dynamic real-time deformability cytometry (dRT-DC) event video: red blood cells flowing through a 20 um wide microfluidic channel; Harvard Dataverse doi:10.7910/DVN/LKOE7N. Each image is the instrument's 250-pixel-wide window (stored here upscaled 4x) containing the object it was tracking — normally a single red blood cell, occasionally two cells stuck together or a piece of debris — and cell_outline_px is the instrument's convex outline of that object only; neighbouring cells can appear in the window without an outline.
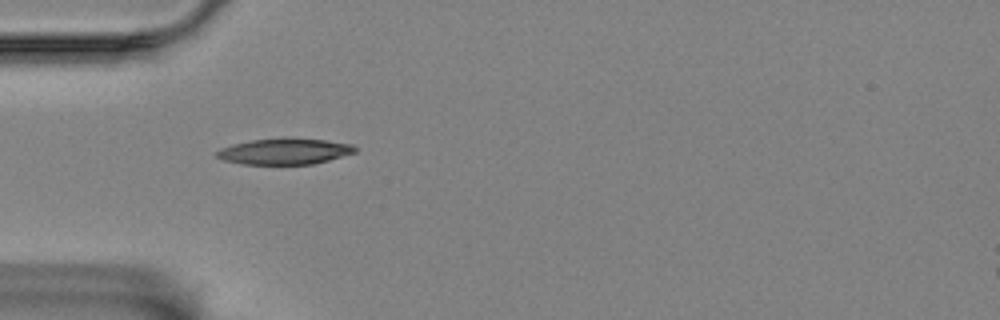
{"species": "Egyptian fruit bat (a non-hibernating species)", "species_latin": "Rousettus aegyptiacus", "temperature_condition": "room temperature", "stored_images_in_passage": 5, "camera_frame_rate_fps": 3000, "um_per_image_px": 0.085, "animal": {"sex": "female"}, "frame": {"image": 1, "passage_image": 1, "time_ms": 0.0, "image_size_px": [1000, 320], "cell_outline_px": [[356, 152], [328, 160], [312, 164], [244, 164], [224, 160], [216, 156], [216, 152], [220, 148], [232, 144], [252, 140], [324, 140], [352, 144], [356, 148]], "centroid_in_image_um": [24.17, 12.9], "position_along_channel_um": 60.8, "area_um2": 20.11}}
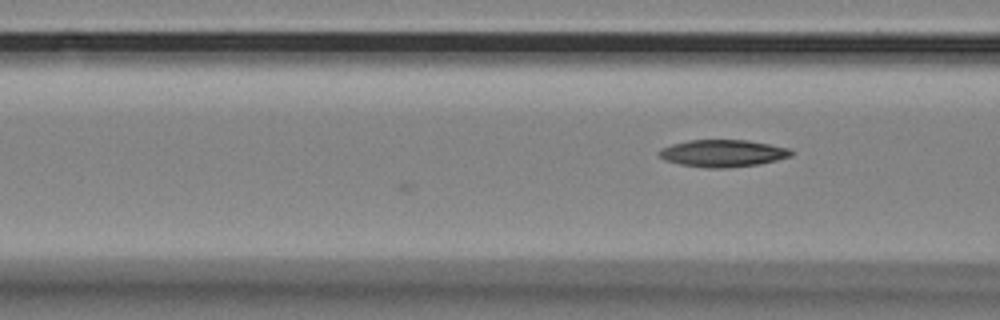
{"frame": {"image": 2, "passage_image": 5, "time_ms": 1.333, "image_size_px": [1000, 320], "cell_outline_px": [[792, 156], [760, 164], [728, 168], [704, 168], [680, 164], [664, 160], [656, 152], [660, 148], [672, 144], [688, 140], [748, 140], [792, 148]], "centroid_in_image_um": [61.43, 13.03], "position_along_channel_um": 105.2, "area_um2": 21.15}}